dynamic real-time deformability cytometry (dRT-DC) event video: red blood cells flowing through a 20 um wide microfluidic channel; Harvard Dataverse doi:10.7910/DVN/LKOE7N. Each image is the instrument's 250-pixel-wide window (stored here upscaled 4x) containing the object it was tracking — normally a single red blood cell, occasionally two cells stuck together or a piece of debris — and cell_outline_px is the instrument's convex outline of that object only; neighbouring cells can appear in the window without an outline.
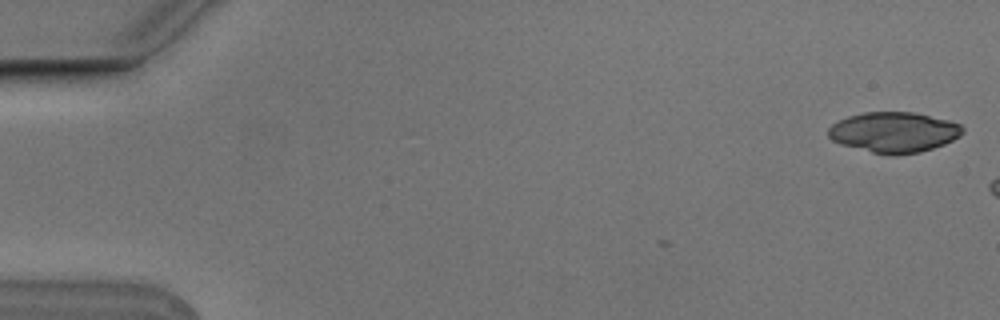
{"species": "Egyptian fruit bat (a non-hibernating species)", "species_latin": "Rousettus aegyptiacus", "temperature_condition": "cold", "stored_images_in_passage": 4, "camera_frame_rate_fps": 3000, "um_per_image_px": 0.085, "animal": {"sex": "male"}, "frame": {"image": 1, "passage_image": 1, "time_ms": 0.0, "image_size_px": [1000, 320], "cell_outline_px": [[964, 132], [960, 136], [944, 144], [920, 152], [892, 156], [872, 152], [840, 144], [832, 140], [828, 136], [828, 128], [832, 124], [848, 116], [864, 112], [912, 112], [948, 120], [960, 124], [964, 128]], "centroid_in_image_um": [75.98, 11.24], "position_along_channel_um": 9.0, "area_um2": 31.62}}